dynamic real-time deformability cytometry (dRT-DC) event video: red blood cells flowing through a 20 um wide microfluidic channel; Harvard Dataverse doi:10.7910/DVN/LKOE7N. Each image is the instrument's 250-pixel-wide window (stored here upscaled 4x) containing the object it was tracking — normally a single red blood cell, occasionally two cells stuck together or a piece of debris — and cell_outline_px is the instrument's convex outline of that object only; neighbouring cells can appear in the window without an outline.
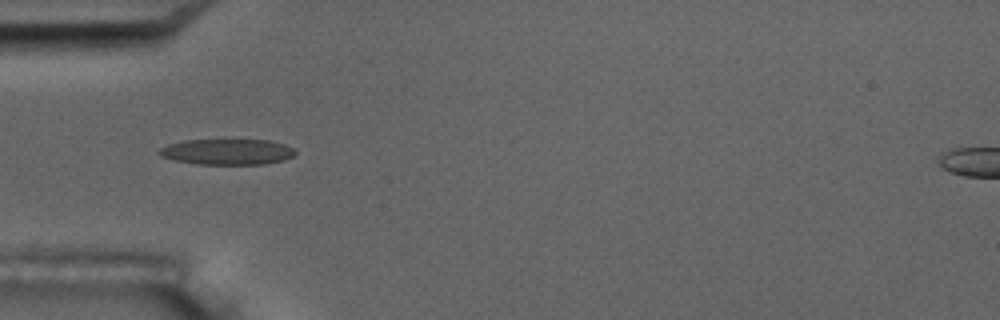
{"species": "common noctule bat (a hibernating species)", "species_latin": "Nyctalus noctula", "temperature_condition": "room temperature", "stored_images_in_passage": 1, "camera_frame_rate_fps": 3000, "um_per_image_px": 0.085, "animal": {"sex": "male", "body_mass_g": 17.5, "forearm_length_mm": 52.3}, "frame": {"image": 1, "passage_image": 1, "time_ms": 0.0, "image_size_px": [1000, 320], "cell_outline_px": [[296, 152], [292, 156], [284, 160], [264, 164], [196, 164], [172, 160], [160, 156], [156, 152], [160, 148], [168, 144], [184, 140], [268, 140], [284, 144], [292, 148]], "centroid_in_image_um": [19.26, 12.91], "position_along_channel_um": 65.7, "area_um2": 20.46}}